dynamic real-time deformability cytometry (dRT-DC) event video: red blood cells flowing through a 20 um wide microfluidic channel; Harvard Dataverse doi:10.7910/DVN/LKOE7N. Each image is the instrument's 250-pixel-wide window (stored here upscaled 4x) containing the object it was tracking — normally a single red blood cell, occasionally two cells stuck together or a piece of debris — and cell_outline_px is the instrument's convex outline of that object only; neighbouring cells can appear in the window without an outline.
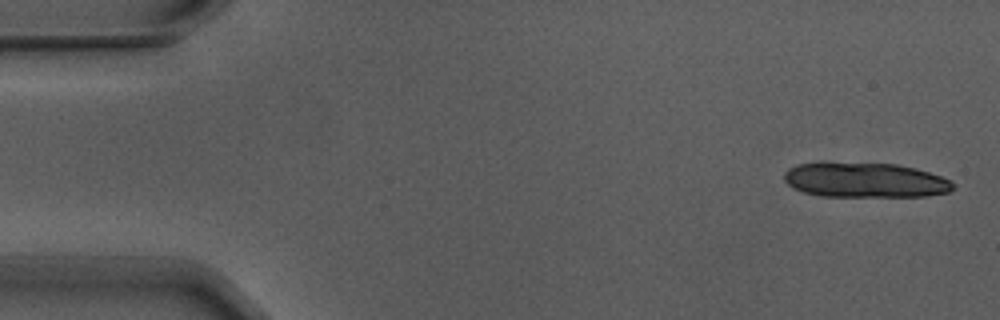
{"species": "Egyptian fruit bat (a non-hibernating species)", "species_latin": "Rousettus aegyptiacus", "temperature_condition": "warm", "stored_images_in_passage": 3, "camera_frame_rate_fps": 3000, "um_per_image_px": 0.085, "animal": {"sex": "male"}, "frame": {"image": 1, "passage_image": 1, "time_ms": 0.0, "image_size_px": [1000, 320], "cell_outline_px": [[956, 184], [948, 192], [924, 196], [820, 196], [804, 192], [792, 188], [784, 180], [784, 172], [788, 168], [796, 164], [820, 160], [896, 164], [916, 168], [940, 176]], "centroid_in_image_um": [73.43, 15.27], "position_along_channel_um": 11.6, "area_um2": 35.14}}